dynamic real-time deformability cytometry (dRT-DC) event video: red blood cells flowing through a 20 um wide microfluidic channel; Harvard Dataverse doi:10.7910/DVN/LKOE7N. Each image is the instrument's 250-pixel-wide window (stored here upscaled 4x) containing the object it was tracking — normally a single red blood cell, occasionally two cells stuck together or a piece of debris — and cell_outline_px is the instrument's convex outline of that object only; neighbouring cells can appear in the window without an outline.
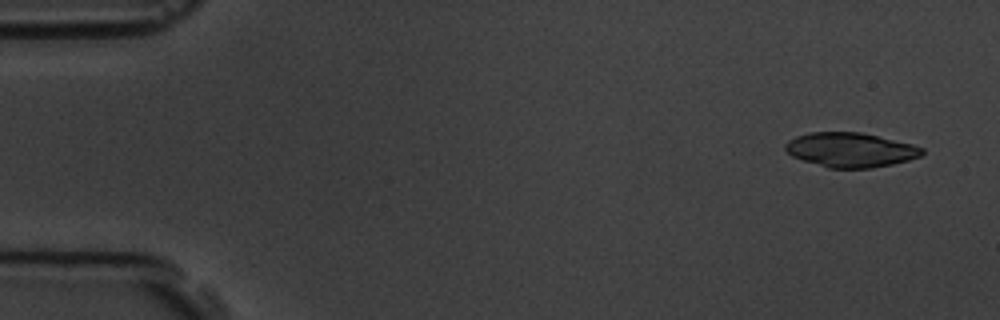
{"species": "common noctule bat (a hibernating species)", "species_latin": "Nyctalus noctula", "temperature_condition": "room temperature", "stored_images_in_passage": 4, "camera_frame_rate_fps": 3000, "um_per_image_px": 0.085, "animal": {"sex": "male", "body_mass_g": 19.5, "forearm_length_mm": 54.6}, "frame": {"image": 1, "passage_image": 1, "time_ms": 0.0, "image_size_px": [1000, 320], "cell_outline_px": [[924, 152], [920, 156], [908, 160], [892, 164], [872, 168], [828, 168], [792, 156], [784, 148], [784, 144], [788, 140], [796, 136], [808, 132], [860, 132], [912, 144], [924, 148]], "centroid_in_image_um": [72.28, 12.73], "position_along_channel_um": 12.7, "area_um2": 27.4}}